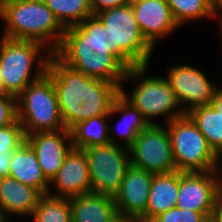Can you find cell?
I'll use <instances>...</instances> for the list:
<instances>
[{"label":"cell","instance_id":"10","mask_svg":"<svg viewBox=\"0 0 222 222\" xmlns=\"http://www.w3.org/2000/svg\"><path fill=\"white\" fill-rule=\"evenodd\" d=\"M131 165L152 174L176 170L167 127L151 124L141 131L129 148Z\"/></svg>","mask_w":222,"mask_h":222},{"label":"cell","instance_id":"35","mask_svg":"<svg viewBox=\"0 0 222 222\" xmlns=\"http://www.w3.org/2000/svg\"><path fill=\"white\" fill-rule=\"evenodd\" d=\"M110 222H135L132 218L123 216V215H117L115 218H113Z\"/></svg>","mask_w":222,"mask_h":222},{"label":"cell","instance_id":"19","mask_svg":"<svg viewBox=\"0 0 222 222\" xmlns=\"http://www.w3.org/2000/svg\"><path fill=\"white\" fill-rule=\"evenodd\" d=\"M9 177L37 189L42 195L48 194L51 189L35 151L26 140L12 152Z\"/></svg>","mask_w":222,"mask_h":222},{"label":"cell","instance_id":"24","mask_svg":"<svg viewBox=\"0 0 222 222\" xmlns=\"http://www.w3.org/2000/svg\"><path fill=\"white\" fill-rule=\"evenodd\" d=\"M56 20L66 29L92 16L91 0H44Z\"/></svg>","mask_w":222,"mask_h":222},{"label":"cell","instance_id":"32","mask_svg":"<svg viewBox=\"0 0 222 222\" xmlns=\"http://www.w3.org/2000/svg\"><path fill=\"white\" fill-rule=\"evenodd\" d=\"M212 218L216 222H222V191L217 195Z\"/></svg>","mask_w":222,"mask_h":222},{"label":"cell","instance_id":"11","mask_svg":"<svg viewBox=\"0 0 222 222\" xmlns=\"http://www.w3.org/2000/svg\"><path fill=\"white\" fill-rule=\"evenodd\" d=\"M218 171L180 172L179 195L175 207L212 217L217 195L222 191Z\"/></svg>","mask_w":222,"mask_h":222},{"label":"cell","instance_id":"36","mask_svg":"<svg viewBox=\"0 0 222 222\" xmlns=\"http://www.w3.org/2000/svg\"><path fill=\"white\" fill-rule=\"evenodd\" d=\"M218 160H222V154L218 157ZM221 163H222V161H221ZM221 167H222V165H221ZM217 171H220V173L222 172V168H221V170H217ZM222 174V173H221ZM222 177V176H221ZM220 180V184H221V188H222V178L221 179H219Z\"/></svg>","mask_w":222,"mask_h":222},{"label":"cell","instance_id":"1","mask_svg":"<svg viewBox=\"0 0 222 222\" xmlns=\"http://www.w3.org/2000/svg\"><path fill=\"white\" fill-rule=\"evenodd\" d=\"M46 74L52 79L65 129L88 118L108 115L120 88L105 80L84 75L64 63L55 53Z\"/></svg>","mask_w":222,"mask_h":222},{"label":"cell","instance_id":"37","mask_svg":"<svg viewBox=\"0 0 222 222\" xmlns=\"http://www.w3.org/2000/svg\"><path fill=\"white\" fill-rule=\"evenodd\" d=\"M207 1L212 7H214L219 0H207Z\"/></svg>","mask_w":222,"mask_h":222},{"label":"cell","instance_id":"17","mask_svg":"<svg viewBox=\"0 0 222 222\" xmlns=\"http://www.w3.org/2000/svg\"><path fill=\"white\" fill-rule=\"evenodd\" d=\"M42 194L35 188L11 178H0V217L8 221V215L28 217L34 210Z\"/></svg>","mask_w":222,"mask_h":222},{"label":"cell","instance_id":"5","mask_svg":"<svg viewBox=\"0 0 222 222\" xmlns=\"http://www.w3.org/2000/svg\"><path fill=\"white\" fill-rule=\"evenodd\" d=\"M96 16L109 32L110 51L128 68L149 65L155 48L142 35L131 4L103 10Z\"/></svg>","mask_w":222,"mask_h":222},{"label":"cell","instance_id":"20","mask_svg":"<svg viewBox=\"0 0 222 222\" xmlns=\"http://www.w3.org/2000/svg\"><path fill=\"white\" fill-rule=\"evenodd\" d=\"M72 222H110L118 215L114 196L89 193L69 198Z\"/></svg>","mask_w":222,"mask_h":222},{"label":"cell","instance_id":"39","mask_svg":"<svg viewBox=\"0 0 222 222\" xmlns=\"http://www.w3.org/2000/svg\"><path fill=\"white\" fill-rule=\"evenodd\" d=\"M203 222H216L212 217L206 218Z\"/></svg>","mask_w":222,"mask_h":222},{"label":"cell","instance_id":"40","mask_svg":"<svg viewBox=\"0 0 222 222\" xmlns=\"http://www.w3.org/2000/svg\"><path fill=\"white\" fill-rule=\"evenodd\" d=\"M137 1H139V0H128V3L133 4L134 2H137Z\"/></svg>","mask_w":222,"mask_h":222},{"label":"cell","instance_id":"6","mask_svg":"<svg viewBox=\"0 0 222 222\" xmlns=\"http://www.w3.org/2000/svg\"><path fill=\"white\" fill-rule=\"evenodd\" d=\"M148 67L144 65L128 68L123 81L129 79L137 81L131 95L127 94L123 87L120 88L123 96L142 113L150 125L157 124L151 120L154 117L166 116V123H169L185 115L168 80L152 75L146 77Z\"/></svg>","mask_w":222,"mask_h":222},{"label":"cell","instance_id":"34","mask_svg":"<svg viewBox=\"0 0 222 222\" xmlns=\"http://www.w3.org/2000/svg\"><path fill=\"white\" fill-rule=\"evenodd\" d=\"M218 14V15H217ZM219 17L218 23L219 27L222 25V0H219L217 4L213 7V17Z\"/></svg>","mask_w":222,"mask_h":222},{"label":"cell","instance_id":"33","mask_svg":"<svg viewBox=\"0 0 222 222\" xmlns=\"http://www.w3.org/2000/svg\"><path fill=\"white\" fill-rule=\"evenodd\" d=\"M211 105L222 115V88L217 87Z\"/></svg>","mask_w":222,"mask_h":222},{"label":"cell","instance_id":"4","mask_svg":"<svg viewBox=\"0 0 222 222\" xmlns=\"http://www.w3.org/2000/svg\"><path fill=\"white\" fill-rule=\"evenodd\" d=\"M41 51H44L45 55ZM51 54L50 50L41 43L2 36L0 39V75L4 94L17 98L27 86L43 77L46 74ZM36 61L38 68L35 67V71H32Z\"/></svg>","mask_w":222,"mask_h":222},{"label":"cell","instance_id":"25","mask_svg":"<svg viewBox=\"0 0 222 222\" xmlns=\"http://www.w3.org/2000/svg\"><path fill=\"white\" fill-rule=\"evenodd\" d=\"M32 222H72L69 198L42 195L32 215Z\"/></svg>","mask_w":222,"mask_h":222},{"label":"cell","instance_id":"9","mask_svg":"<svg viewBox=\"0 0 222 222\" xmlns=\"http://www.w3.org/2000/svg\"><path fill=\"white\" fill-rule=\"evenodd\" d=\"M82 150L89 167L92 193L114 196L131 166L129 149L108 143Z\"/></svg>","mask_w":222,"mask_h":222},{"label":"cell","instance_id":"38","mask_svg":"<svg viewBox=\"0 0 222 222\" xmlns=\"http://www.w3.org/2000/svg\"><path fill=\"white\" fill-rule=\"evenodd\" d=\"M0 94H4V88H3V85H2L1 75H0Z\"/></svg>","mask_w":222,"mask_h":222},{"label":"cell","instance_id":"14","mask_svg":"<svg viewBox=\"0 0 222 222\" xmlns=\"http://www.w3.org/2000/svg\"><path fill=\"white\" fill-rule=\"evenodd\" d=\"M52 185L56 193L49 191L48 194L55 197L71 198L92 193L89 167L82 149L72 148L69 151L57 175L50 182V187Z\"/></svg>","mask_w":222,"mask_h":222},{"label":"cell","instance_id":"21","mask_svg":"<svg viewBox=\"0 0 222 222\" xmlns=\"http://www.w3.org/2000/svg\"><path fill=\"white\" fill-rule=\"evenodd\" d=\"M117 113L123 115L120 122L118 121L116 124L118 134L122 137V140H124L125 148L129 149L138 134L150 124L142 116V113L131 102H129L121 92L115 97L111 106V114L114 115ZM118 125H122L121 128L124 126L123 129H119L120 126L118 127ZM108 130L110 143L119 146V138H116L114 136L115 134L111 135V133L116 132V127H109Z\"/></svg>","mask_w":222,"mask_h":222},{"label":"cell","instance_id":"12","mask_svg":"<svg viewBox=\"0 0 222 222\" xmlns=\"http://www.w3.org/2000/svg\"><path fill=\"white\" fill-rule=\"evenodd\" d=\"M167 80L179 105L186 114L193 108L211 104L218 84L208 80L199 69L190 65H174L167 72Z\"/></svg>","mask_w":222,"mask_h":222},{"label":"cell","instance_id":"26","mask_svg":"<svg viewBox=\"0 0 222 222\" xmlns=\"http://www.w3.org/2000/svg\"><path fill=\"white\" fill-rule=\"evenodd\" d=\"M176 23L181 27L186 22L202 18H214L213 7L207 0H166Z\"/></svg>","mask_w":222,"mask_h":222},{"label":"cell","instance_id":"3","mask_svg":"<svg viewBox=\"0 0 222 222\" xmlns=\"http://www.w3.org/2000/svg\"><path fill=\"white\" fill-rule=\"evenodd\" d=\"M0 19L5 23L1 36L41 43L51 53L62 43L65 29L44 0H3Z\"/></svg>","mask_w":222,"mask_h":222},{"label":"cell","instance_id":"2","mask_svg":"<svg viewBox=\"0 0 222 222\" xmlns=\"http://www.w3.org/2000/svg\"><path fill=\"white\" fill-rule=\"evenodd\" d=\"M55 54L86 76L123 86L128 67L110 51L109 32L96 15L66 28Z\"/></svg>","mask_w":222,"mask_h":222},{"label":"cell","instance_id":"16","mask_svg":"<svg viewBox=\"0 0 222 222\" xmlns=\"http://www.w3.org/2000/svg\"><path fill=\"white\" fill-rule=\"evenodd\" d=\"M131 6L142 35L154 48L158 39L179 28L166 0H139Z\"/></svg>","mask_w":222,"mask_h":222},{"label":"cell","instance_id":"29","mask_svg":"<svg viewBox=\"0 0 222 222\" xmlns=\"http://www.w3.org/2000/svg\"><path fill=\"white\" fill-rule=\"evenodd\" d=\"M17 120V98L0 94V127H6Z\"/></svg>","mask_w":222,"mask_h":222},{"label":"cell","instance_id":"8","mask_svg":"<svg viewBox=\"0 0 222 222\" xmlns=\"http://www.w3.org/2000/svg\"><path fill=\"white\" fill-rule=\"evenodd\" d=\"M176 170L179 172L217 171L221 165L218 156L209 147L206 138L187 115L166 124Z\"/></svg>","mask_w":222,"mask_h":222},{"label":"cell","instance_id":"22","mask_svg":"<svg viewBox=\"0 0 222 222\" xmlns=\"http://www.w3.org/2000/svg\"><path fill=\"white\" fill-rule=\"evenodd\" d=\"M108 115H100L78 122L69 131L73 148L84 149L110 143Z\"/></svg>","mask_w":222,"mask_h":222},{"label":"cell","instance_id":"28","mask_svg":"<svg viewBox=\"0 0 222 222\" xmlns=\"http://www.w3.org/2000/svg\"><path fill=\"white\" fill-rule=\"evenodd\" d=\"M206 218L201 212L174 207L157 215L150 222H203Z\"/></svg>","mask_w":222,"mask_h":222},{"label":"cell","instance_id":"30","mask_svg":"<svg viewBox=\"0 0 222 222\" xmlns=\"http://www.w3.org/2000/svg\"><path fill=\"white\" fill-rule=\"evenodd\" d=\"M126 4H129L128 0H91V11L93 15H96L103 10Z\"/></svg>","mask_w":222,"mask_h":222},{"label":"cell","instance_id":"15","mask_svg":"<svg viewBox=\"0 0 222 222\" xmlns=\"http://www.w3.org/2000/svg\"><path fill=\"white\" fill-rule=\"evenodd\" d=\"M152 173L130 166L124 176L114 201L119 215L136 221L146 210Z\"/></svg>","mask_w":222,"mask_h":222},{"label":"cell","instance_id":"23","mask_svg":"<svg viewBox=\"0 0 222 222\" xmlns=\"http://www.w3.org/2000/svg\"><path fill=\"white\" fill-rule=\"evenodd\" d=\"M186 114L196 124L209 147L219 157L222 154V115L211 104L193 108Z\"/></svg>","mask_w":222,"mask_h":222},{"label":"cell","instance_id":"13","mask_svg":"<svg viewBox=\"0 0 222 222\" xmlns=\"http://www.w3.org/2000/svg\"><path fill=\"white\" fill-rule=\"evenodd\" d=\"M25 140L35 151L44 176L51 182L73 148L70 131L37 132L25 136Z\"/></svg>","mask_w":222,"mask_h":222},{"label":"cell","instance_id":"27","mask_svg":"<svg viewBox=\"0 0 222 222\" xmlns=\"http://www.w3.org/2000/svg\"><path fill=\"white\" fill-rule=\"evenodd\" d=\"M24 141L23 127L18 120L6 127H0V155L13 152Z\"/></svg>","mask_w":222,"mask_h":222},{"label":"cell","instance_id":"7","mask_svg":"<svg viewBox=\"0 0 222 222\" xmlns=\"http://www.w3.org/2000/svg\"><path fill=\"white\" fill-rule=\"evenodd\" d=\"M17 120L25 136L65 129L53 81L47 74L17 97Z\"/></svg>","mask_w":222,"mask_h":222},{"label":"cell","instance_id":"18","mask_svg":"<svg viewBox=\"0 0 222 222\" xmlns=\"http://www.w3.org/2000/svg\"><path fill=\"white\" fill-rule=\"evenodd\" d=\"M180 172L155 174L152 178L145 212L137 222H150L157 215L174 208L177 203Z\"/></svg>","mask_w":222,"mask_h":222},{"label":"cell","instance_id":"31","mask_svg":"<svg viewBox=\"0 0 222 222\" xmlns=\"http://www.w3.org/2000/svg\"><path fill=\"white\" fill-rule=\"evenodd\" d=\"M11 156L12 152L0 155V178L9 177Z\"/></svg>","mask_w":222,"mask_h":222}]
</instances>
